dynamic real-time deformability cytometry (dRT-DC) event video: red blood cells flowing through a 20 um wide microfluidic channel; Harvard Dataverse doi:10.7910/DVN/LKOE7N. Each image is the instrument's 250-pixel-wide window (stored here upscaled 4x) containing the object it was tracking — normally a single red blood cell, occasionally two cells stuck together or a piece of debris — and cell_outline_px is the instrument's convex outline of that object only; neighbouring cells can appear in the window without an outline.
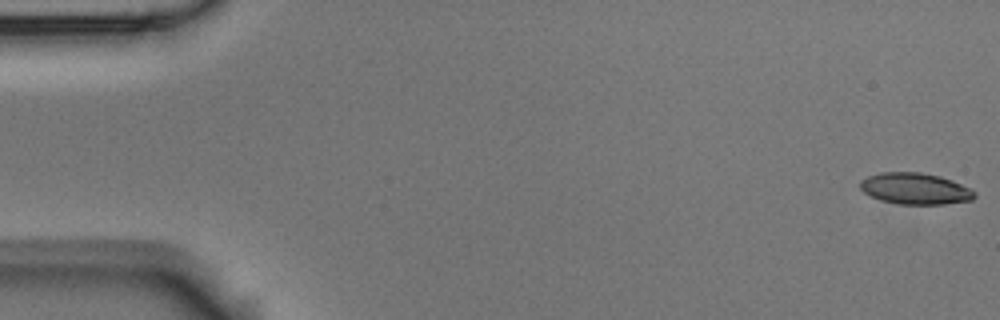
{"species": "Egyptian fruit bat (a non-hibernating species)", "species_latin": "Rousettus aegyptiacus", "temperature_condition": "room temperature", "stored_images_in_passage": 6, "camera_frame_rate_fps": 3000, "um_per_image_px": 0.085, "animal": {"sex": "male"}, "frame": {"image": 1, "passage_image": 1, "time_ms": 0.0, "image_size_px": [1000, 320], "cell_outline_px": [[976, 196], [972, 200], [944, 204], [900, 204], [880, 200], [868, 196], [860, 188], [860, 180], [868, 176], [880, 172], [920, 172], [940, 176], [952, 180], [972, 188], [976, 192]], "centroid_in_image_um": [77.8, 16.03], "position_along_channel_um": 7.2, "area_um2": 21.15}}
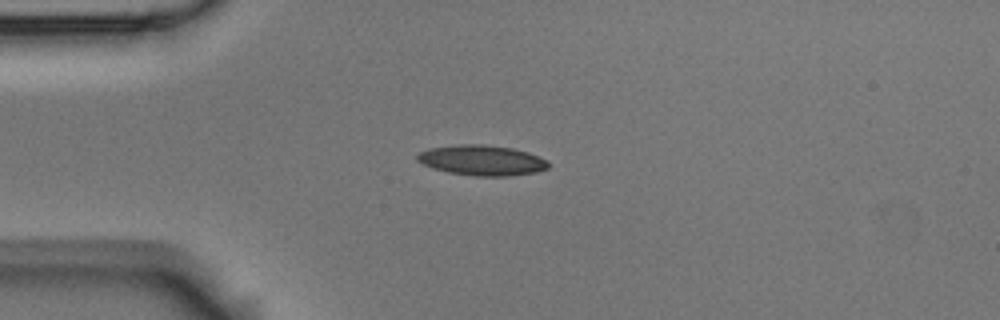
{"frame": {"image": 2, "passage_image": 5, "time_ms": 1.333, "image_size_px": [1000, 320], "cell_outline_px": [[548, 168], [536, 172], [508, 176], [476, 176], [448, 172], [424, 164], [416, 160], [416, 156], [420, 152], [428, 148], [460, 144], [484, 144], [512, 148], [528, 152], [548, 160]], "centroid_in_image_um": [40.98, 13.62], "position_along_channel_um": 44.0, "area_um2": 23.06}}